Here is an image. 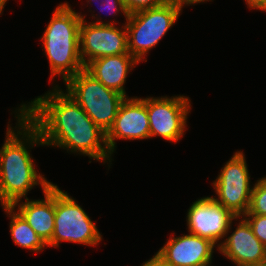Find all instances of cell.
I'll list each match as a JSON object with an SVG mask.
<instances>
[{
  "label": "cell",
  "mask_w": 266,
  "mask_h": 266,
  "mask_svg": "<svg viewBox=\"0 0 266 266\" xmlns=\"http://www.w3.org/2000/svg\"><path fill=\"white\" fill-rule=\"evenodd\" d=\"M141 266H171L169 263L165 262L158 254H155L152 258L143 262Z\"/></svg>",
  "instance_id": "21"
},
{
  "label": "cell",
  "mask_w": 266,
  "mask_h": 266,
  "mask_svg": "<svg viewBox=\"0 0 266 266\" xmlns=\"http://www.w3.org/2000/svg\"><path fill=\"white\" fill-rule=\"evenodd\" d=\"M129 14L162 5L167 0H122Z\"/></svg>",
  "instance_id": "19"
},
{
  "label": "cell",
  "mask_w": 266,
  "mask_h": 266,
  "mask_svg": "<svg viewBox=\"0 0 266 266\" xmlns=\"http://www.w3.org/2000/svg\"><path fill=\"white\" fill-rule=\"evenodd\" d=\"M241 218L235 230L229 235L233 221L231 222L225 239L216 250L236 266L266 261V247L254 235L249 223Z\"/></svg>",
  "instance_id": "13"
},
{
  "label": "cell",
  "mask_w": 266,
  "mask_h": 266,
  "mask_svg": "<svg viewBox=\"0 0 266 266\" xmlns=\"http://www.w3.org/2000/svg\"><path fill=\"white\" fill-rule=\"evenodd\" d=\"M167 240L156 254L171 266H212L216 245L210 240L191 233Z\"/></svg>",
  "instance_id": "12"
},
{
  "label": "cell",
  "mask_w": 266,
  "mask_h": 266,
  "mask_svg": "<svg viewBox=\"0 0 266 266\" xmlns=\"http://www.w3.org/2000/svg\"><path fill=\"white\" fill-rule=\"evenodd\" d=\"M116 139H150L146 98H125L121 103L114 124L106 133V142L111 154L116 150Z\"/></svg>",
  "instance_id": "11"
},
{
  "label": "cell",
  "mask_w": 266,
  "mask_h": 266,
  "mask_svg": "<svg viewBox=\"0 0 266 266\" xmlns=\"http://www.w3.org/2000/svg\"><path fill=\"white\" fill-rule=\"evenodd\" d=\"M236 219V220H235ZM241 217L218 203L213 196L202 197L193 202L186 216L188 233L213 242L218 248L226 236L230 224Z\"/></svg>",
  "instance_id": "10"
},
{
  "label": "cell",
  "mask_w": 266,
  "mask_h": 266,
  "mask_svg": "<svg viewBox=\"0 0 266 266\" xmlns=\"http://www.w3.org/2000/svg\"><path fill=\"white\" fill-rule=\"evenodd\" d=\"M242 217L249 223L254 235L266 247V215L245 214Z\"/></svg>",
  "instance_id": "18"
},
{
  "label": "cell",
  "mask_w": 266,
  "mask_h": 266,
  "mask_svg": "<svg viewBox=\"0 0 266 266\" xmlns=\"http://www.w3.org/2000/svg\"><path fill=\"white\" fill-rule=\"evenodd\" d=\"M182 10V7L167 0L160 6L129 14L128 18L125 19L128 52L139 63L147 62L146 54L175 25Z\"/></svg>",
  "instance_id": "4"
},
{
  "label": "cell",
  "mask_w": 266,
  "mask_h": 266,
  "mask_svg": "<svg viewBox=\"0 0 266 266\" xmlns=\"http://www.w3.org/2000/svg\"><path fill=\"white\" fill-rule=\"evenodd\" d=\"M245 266H266V261L261 262V263H256V264H249V265H245Z\"/></svg>",
  "instance_id": "25"
},
{
  "label": "cell",
  "mask_w": 266,
  "mask_h": 266,
  "mask_svg": "<svg viewBox=\"0 0 266 266\" xmlns=\"http://www.w3.org/2000/svg\"><path fill=\"white\" fill-rule=\"evenodd\" d=\"M14 113L16 125L11 127L8 122L6 137L0 148L1 206H11L28 198V192L34 186L40 185L45 191L53 183L38 173L30 154L34 146H44L39 130L23 115V104Z\"/></svg>",
  "instance_id": "2"
},
{
  "label": "cell",
  "mask_w": 266,
  "mask_h": 266,
  "mask_svg": "<svg viewBox=\"0 0 266 266\" xmlns=\"http://www.w3.org/2000/svg\"><path fill=\"white\" fill-rule=\"evenodd\" d=\"M66 92L105 133L113 126L125 96L106 88L85 69L68 78Z\"/></svg>",
  "instance_id": "5"
},
{
  "label": "cell",
  "mask_w": 266,
  "mask_h": 266,
  "mask_svg": "<svg viewBox=\"0 0 266 266\" xmlns=\"http://www.w3.org/2000/svg\"><path fill=\"white\" fill-rule=\"evenodd\" d=\"M138 63L131 54H120L96 58L85 66V70L106 88L129 98L124 85L127 75Z\"/></svg>",
  "instance_id": "15"
},
{
  "label": "cell",
  "mask_w": 266,
  "mask_h": 266,
  "mask_svg": "<svg viewBox=\"0 0 266 266\" xmlns=\"http://www.w3.org/2000/svg\"><path fill=\"white\" fill-rule=\"evenodd\" d=\"M250 9L266 12V0H244Z\"/></svg>",
  "instance_id": "22"
},
{
  "label": "cell",
  "mask_w": 266,
  "mask_h": 266,
  "mask_svg": "<svg viewBox=\"0 0 266 266\" xmlns=\"http://www.w3.org/2000/svg\"><path fill=\"white\" fill-rule=\"evenodd\" d=\"M44 199L18 200L11 206L34 229L37 235L48 244L51 241L55 224V184H51L43 191ZM24 201V202H23ZM18 207V208H17Z\"/></svg>",
  "instance_id": "14"
},
{
  "label": "cell",
  "mask_w": 266,
  "mask_h": 266,
  "mask_svg": "<svg viewBox=\"0 0 266 266\" xmlns=\"http://www.w3.org/2000/svg\"><path fill=\"white\" fill-rule=\"evenodd\" d=\"M9 0H0V15L3 13V9L6 6V3Z\"/></svg>",
  "instance_id": "24"
},
{
  "label": "cell",
  "mask_w": 266,
  "mask_h": 266,
  "mask_svg": "<svg viewBox=\"0 0 266 266\" xmlns=\"http://www.w3.org/2000/svg\"><path fill=\"white\" fill-rule=\"evenodd\" d=\"M61 86L53 85L44 95L23 104V115L39 130L44 146L59 147L68 153L108 162L106 133L84 112Z\"/></svg>",
  "instance_id": "1"
},
{
  "label": "cell",
  "mask_w": 266,
  "mask_h": 266,
  "mask_svg": "<svg viewBox=\"0 0 266 266\" xmlns=\"http://www.w3.org/2000/svg\"><path fill=\"white\" fill-rule=\"evenodd\" d=\"M92 1L98 2V0H86V2L88 4L90 3V5L92 4ZM100 3H101L100 4V8H101L100 11L107 9V10H109V12H111V15L114 14V16H117V14L122 13L126 19L129 16V13L127 12L122 0H101ZM102 7H103V9H102ZM120 11H121V13H120Z\"/></svg>",
  "instance_id": "20"
},
{
  "label": "cell",
  "mask_w": 266,
  "mask_h": 266,
  "mask_svg": "<svg viewBox=\"0 0 266 266\" xmlns=\"http://www.w3.org/2000/svg\"><path fill=\"white\" fill-rule=\"evenodd\" d=\"M233 154L212 183L217 195L213 198L235 216L242 217L248 212L253 186L243 151Z\"/></svg>",
  "instance_id": "8"
},
{
  "label": "cell",
  "mask_w": 266,
  "mask_h": 266,
  "mask_svg": "<svg viewBox=\"0 0 266 266\" xmlns=\"http://www.w3.org/2000/svg\"><path fill=\"white\" fill-rule=\"evenodd\" d=\"M54 232L48 247L58 248L62 242L86 246H97L102 235L85 210L69 196V193L55 185Z\"/></svg>",
  "instance_id": "6"
},
{
  "label": "cell",
  "mask_w": 266,
  "mask_h": 266,
  "mask_svg": "<svg viewBox=\"0 0 266 266\" xmlns=\"http://www.w3.org/2000/svg\"><path fill=\"white\" fill-rule=\"evenodd\" d=\"M81 17L68 2L59 4L41 36L48 58L51 79L59 75L63 83L85 69L80 55L79 29Z\"/></svg>",
  "instance_id": "3"
},
{
  "label": "cell",
  "mask_w": 266,
  "mask_h": 266,
  "mask_svg": "<svg viewBox=\"0 0 266 266\" xmlns=\"http://www.w3.org/2000/svg\"><path fill=\"white\" fill-rule=\"evenodd\" d=\"M3 211L10 218V233L15 245L28 249L31 252H42L47 244L40 238L34 229L12 206H2Z\"/></svg>",
  "instance_id": "16"
},
{
  "label": "cell",
  "mask_w": 266,
  "mask_h": 266,
  "mask_svg": "<svg viewBox=\"0 0 266 266\" xmlns=\"http://www.w3.org/2000/svg\"><path fill=\"white\" fill-rule=\"evenodd\" d=\"M246 214L266 215V176L253 184L250 205Z\"/></svg>",
  "instance_id": "17"
},
{
  "label": "cell",
  "mask_w": 266,
  "mask_h": 266,
  "mask_svg": "<svg viewBox=\"0 0 266 266\" xmlns=\"http://www.w3.org/2000/svg\"><path fill=\"white\" fill-rule=\"evenodd\" d=\"M150 138L162 137L169 142H178L185 135L191 100L184 95L146 97Z\"/></svg>",
  "instance_id": "9"
},
{
  "label": "cell",
  "mask_w": 266,
  "mask_h": 266,
  "mask_svg": "<svg viewBox=\"0 0 266 266\" xmlns=\"http://www.w3.org/2000/svg\"><path fill=\"white\" fill-rule=\"evenodd\" d=\"M171 1L172 3H174L175 5H178L180 7H184V6H190V5H196L197 3H204V2H208V1H212V0H168Z\"/></svg>",
  "instance_id": "23"
},
{
  "label": "cell",
  "mask_w": 266,
  "mask_h": 266,
  "mask_svg": "<svg viewBox=\"0 0 266 266\" xmlns=\"http://www.w3.org/2000/svg\"><path fill=\"white\" fill-rule=\"evenodd\" d=\"M82 21L79 29L80 55L84 66L96 58L130 54L128 52L125 24L117 27V21H102L100 15L91 13L96 21L88 22L85 14L78 12ZM96 17H95V16ZM98 16V17H97ZM116 24V25H115Z\"/></svg>",
  "instance_id": "7"
}]
</instances>
